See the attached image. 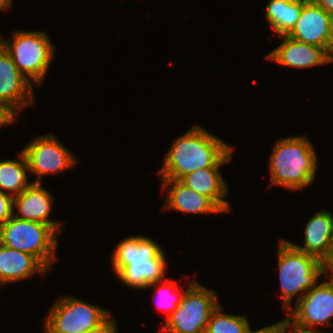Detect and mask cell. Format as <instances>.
Returning a JSON list of instances; mask_svg holds the SVG:
<instances>
[{"label":"cell","instance_id":"cell-1","mask_svg":"<svg viewBox=\"0 0 333 333\" xmlns=\"http://www.w3.org/2000/svg\"><path fill=\"white\" fill-rule=\"evenodd\" d=\"M235 146L199 124L176 137L157 172L161 179L181 180L195 170L231 162Z\"/></svg>","mask_w":333,"mask_h":333},{"label":"cell","instance_id":"cell-2","mask_svg":"<svg viewBox=\"0 0 333 333\" xmlns=\"http://www.w3.org/2000/svg\"><path fill=\"white\" fill-rule=\"evenodd\" d=\"M115 245L110 260L123 286L143 290L166 278L168 262L164 248L152 238L131 235Z\"/></svg>","mask_w":333,"mask_h":333},{"label":"cell","instance_id":"cell-3","mask_svg":"<svg viewBox=\"0 0 333 333\" xmlns=\"http://www.w3.org/2000/svg\"><path fill=\"white\" fill-rule=\"evenodd\" d=\"M307 135L279 137L274 142L269 157L268 188L283 186L295 192L315 181L319 168L318 154Z\"/></svg>","mask_w":333,"mask_h":333},{"label":"cell","instance_id":"cell-4","mask_svg":"<svg viewBox=\"0 0 333 333\" xmlns=\"http://www.w3.org/2000/svg\"><path fill=\"white\" fill-rule=\"evenodd\" d=\"M277 250V270L281 288L282 309L285 313L326 276L322 261L296 249L288 239H280ZM294 299V302H292Z\"/></svg>","mask_w":333,"mask_h":333},{"label":"cell","instance_id":"cell-5","mask_svg":"<svg viewBox=\"0 0 333 333\" xmlns=\"http://www.w3.org/2000/svg\"><path fill=\"white\" fill-rule=\"evenodd\" d=\"M12 32V39H2L0 34V44L28 81L33 86H41L55 58V45L44 30Z\"/></svg>","mask_w":333,"mask_h":333},{"label":"cell","instance_id":"cell-6","mask_svg":"<svg viewBox=\"0 0 333 333\" xmlns=\"http://www.w3.org/2000/svg\"><path fill=\"white\" fill-rule=\"evenodd\" d=\"M43 318V333H88L103 328L112 315L78 297L60 295Z\"/></svg>","mask_w":333,"mask_h":333},{"label":"cell","instance_id":"cell-7","mask_svg":"<svg viewBox=\"0 0 333 333\" xmlns=\"http://www.w3.org/2000/svg\"><path fill=\"white\" fill-rule=\"evenodd\" d=\"M60 235L48 224L12 216L0 226V243L36 257L48 270L58 257L55 250Z\"/></svg>","mask_w":333,"mask_h":333},{"label":"cell","instance_id":"cell-8","mask_svg":"<svg viewBox=\"0 0 333 333\" xmlns=\"http://www.w3.org/2000/svg\"><path fill=\"white\" fill-rule=\"evenodd\" d=\"M216 290L195 280L184 292L179 306L162 321L161 333H205L212 312L220 304Z\"/></svg>","mask_w":333,"mask_h":333},{"label":"cell","instance_id":"cell-9","mask_svg":"<svg viewBox=\"0 0 333 333\" xmlns=\"http://www.w3.org/2000/svg\"><path fill=\"white\" fill-rule=\"evenodd\" d=\"M53 133L34 137L21 149L30 175H35L32 182L42 183V177L58 175L75 167L78 160L74 152L65 147Z\"/></svg>","mask_w":333,"mask_h":333},{"label":"cell","instance_id":"cell-10","mask_svg":"<svg viewBox=\"0 0 333 333\" xmlns=\"http://www.w3.org/2000/svg\"><path fill=\"white\" fill-rule=\"evenodd\" d=\"M325 278L286 312L284 319L290 325L304 329L333 328V280L327 275Z\"/></svg>","mask_w":333,"mask_h":333},{"label":"cell","instance_id":"cell-11","mask_svg":"<svg viewBox=\"0 0 333 333\" xmlns=\"http://www.w3.org/2000/svg\"><path fill=\"white\" fill-rule=\"evenodd\" d=\"M34 88L0 44V103L17 118L36 103Z\"/></svg>","mask_w":333,"mask_h":333},{"label":"cell","instance_id":"cell-12","mask_svg":"<svg viewBox=\"0 0 333 333\" xmlns=\"http://www.w3.org/2000/svg\"><path fill=\"white\" fill-rule=\"evenodd\" d=\"M55 200L52 193L43 187V183L32 182L18 196L13 197V216L48 224L61 236V222L50 219Z\"/></svg>","mask_w":333,"mask_h":333},{"label":"cell","instance_id":"cell-13","mask_svg":"<svg viewBox=\"0 0 333 333\" xmlns=\"http://www.w3.org/2000/svg\"><path fill=\"white\" fill-rule=\"evenodd\" d=\"M280 45L270 51L265 57L281 66L305 69L333 62V58L322 48L288 37L278 36Z\"/></svg>","mask_w":333,"mask_h":333},{"label":"cell","instance_id":"cell-14","mask_svg":"<svg viewBox=\"0 0 333 333\" xmlns=\"http://www.w3.org/2000/svg\"><path fill=\"white\" fill-rule=\"evenodd\" d=\"M166 199L163 210L185 214L224 213L210 198L187 187L180 180L161 179Z\"/></svg>","mask_w":333,"mask_h":333},{"label":"cell","instance_id":"cell-15","mask_svg":"<svg viewBox=\"0 0 333 333\" xmlns=\"http://www.w3.org/2000/svg\"><path fill=\"white\" fill-rule=\"evenodd\" d=\"M331 16L312 0H308L303 5L297 23L287 36L300 42L322 47L328 53Z\"/></svg>","mask_w":333,"mask_h":333},{"label":"cell","instance_id":"cell-16","mask_svg":"<svg viewBox=\"0 0 333 333\" xmlns=\"http://www.w3.org/2000/svg\"><path fill=\"white\" fill-rule=\"evenodd\" d=\"M49 270L31 254L0 243V287L29 280L37 273L45 277Z\"/></svg>","mask_w":333,"mask_h":333},{"label":"cell","instance_id":"cell-17","mask_svg":"<svg viewBox=\"0 0 333 333\" xmlns=\"http://www.w3.org/2000/svg\"><path fill=\"white\" fill-rule=\"evenodd\" d=\"M333 236V213L320 210L306 222L303 246L288 240L296 249L323 261L330 251ZM296 243V244H295Z\"/></svg>","mask_w":333,"mask_h":333},{"label":"cell","instance_id":"cell-18","mask_svg":"<svg viewBox=\"0 0 333 333\" xmlns=\"http://www.w3.org/2000/svg\"><path fill=\"white\" fill-rule=\"evenodd\" d=\"M221 167H208L185 175L180 181L192 190L210 198L224 213L231 212L226 200L229 187L220 170Z\"/></svg>","mask_w":333,"mask_h":333},{"label":"cell","instance_id":"cell-19","mask_svg":"<svg viewBox=\"0 0 333 333\" xmlns=\"http://www.w3.org/2000/svg\"><path fill=\"white\" fill-rule=\"evenodd\" d=\"M308 0H268L265 19L276 37L287 35L297 23L303 5Z\"/></svg>","mask_w":333,"mask_h":333},{"label":"cell","instance_id":"cell-20","mask_svg":"<svg viewBox=\"0 0 333 333\" xmlns=\"http://www.w3.org/2000/svg\"><path fill=\"white\" fill-rule=\"evenodd\" d=\"M18 153L17 160H0V190L12 197L18 196L32 183L27 160L21 150Z\"/></svg>","mask_w":333,"mask_h":333},{"label":"cell","instance_id":"cell-21","mask_svg":"<svg viewBox=\"0 0 333 333\" xmlns=\"http://www.w3.org/2000/svg\"><path fill=\"white\" fill-rule=\"evenodd\" d=\"M195 280L196 279H192L183 290L182 288L184 287L178 285L177 280H171L166 277L164 280L149 284L144 290L150 288L155 289V291H153L152 300L154 304H156V309H159L166 315V320L179 306L184 292Z\"/></svg>","mask_w":333,"mask_h":333},{"label":"cell","instance_id":"cell-22","mask_svg":"<svg viewBox=\"0 0 333 333\" xmlns=\"http://www.w3.org/2000/svg\"><path fill=\"white\" fill-rule=\"evenodd\" d=\"M222 305L212 312L205 333H245L251 327L244 314L225 313Z\"/></svg>","mask_w":333,"mask_h":333},{"label":"cell","instance_id":"cell-23","mask_svg":"<svg viewBox=\"0 0 333 333\" xmlns=\"http://www.w3.org/2000/svg\"><path fill=\"white\" fill-rule=\"evenodd\" d=\"M13 216V197L0 190V226Z\"/></svg>","mask_w":333,"mask_h":333},{"label":"cell","instance_id":"cell-24","mask_svg":"<svg viewBox=\"0 0 333 333\" xmlns=\"http://www.w3.org/2000/svg\"><path fill=\"white\" fill-rule=\"evenodd\" d=\"M278 325L284 330L286 333H324V330L321 329H304L301 327H295L290 325L285 319L279 320ZM328 333V332H327Z\"/></svg>","mask_w":333,"mask_h":333},{"label":"cell","instance_id":"cell-25","mask_svg":"<svg viewBox=\"0 0 333 333\" xmlns=\"http://www.w3.org/2000/svg\"><path fill=\"white\" fill-rule=\"evenodd\" d=\"M16 118L6 107L0 103V128L14 125Z\"/></svg>","mask_w":333,"mask_h":333},{"label":"cell","instance_id":"cell-26","mask_svg":"<svg viewBox=\"0 0 333 333\" xmlns=\"http://www.w3.org/2000/svg\"><path fill=\"white\" fill-rule=\"evenodd\" d=\"M117 325V321L113 318L103 328L88 333H119Z\"/></svg>","mask_w":333,"mask_h":333},{"label":"cell","instance_id":"cell-27","mask_svg":"<svg viewBox=\"0 0 333 333\" xmlns=\"http://www.w3.org/2000/svg\"><path fill=\"white\" fill-rule=\"evenodd\" d=\"M320 6L326 13L333 15V0H312Z\"/></svg>","mask_w":333,"mask_h":333},{"label":"cell","instance_id":"cell-28","mask_svg":"<svg viewBox=\"0 0 333 333\" xmlns=\"http://www.w3.org/2000/svg\"><path fill=\"white\" fill-rule=\"evenodd\" d=\"M324 264L326 272L333 266V236L331 239L330 251L327 257L322 261Z\"/></svg>","mask_w":333,"mask_h":333},{"label":"cell","instance_id":"cell-29","mask_svg":"<svg viewBox=\"0 0 333 333\" xmlns=\"http://www.w3.org/2000/svg\"><path fill=\"white\" fill-rule=\"evenodd\" d=\"M328 54L333 58V15L331 16L329 27Z\"/></svg>","mask_w":333,"mask_h":333},{"label":"cell","instance_id":"cell-30","mask_svg":"<svg viewBox=\"0 0 333 333\" xmlns=\"http://www.w3.org/2000/svg\"><path fill=\"white\" fill-rule=\"evenodd\" d=\"M278 324V322L256 329V330H252V326L245 332V333H269L276 325Z\"/></svg>","mask_w":333,"mask_h":333},{"label":"cell","instance_id":"cell-31","mask_svg":"<svg viewBox=\"0 0 333 333\" xmlns=\"http://www.w3.org/2000/svg\"><path fill=\"white\" fill-rule=\"evenodd\" d=\"M13 0H0V11H6L10 10L12 8Z\"/></svg>","mask_w":333,"mask_h":333},{"label":"cell","instance_id":"cell-32","mask_svg":"<svg viewBox=\"0 0 333 333\" xmlns=\"http://www.w3.org/2000/svg\"><path fill=\"white\" fill-rule=\"evenodd\" d=\"M269 333H285L284 330L277 324Z\"/></svg>","mask_w":333,"mask_h":333},{"label":"cell","instance_id":"cell-33","mask_svg":"<svg viewBox=\"0 0 333 333\" xmlns=\"http://www.w3.org/2000/svg\"><path fill=\"white\" fill-rule=\"evenodd\" d=\"M326 275L333 280V266L326 272Z\"/></svg>","mask_w":333,"mask_h":333}]
</instances>
